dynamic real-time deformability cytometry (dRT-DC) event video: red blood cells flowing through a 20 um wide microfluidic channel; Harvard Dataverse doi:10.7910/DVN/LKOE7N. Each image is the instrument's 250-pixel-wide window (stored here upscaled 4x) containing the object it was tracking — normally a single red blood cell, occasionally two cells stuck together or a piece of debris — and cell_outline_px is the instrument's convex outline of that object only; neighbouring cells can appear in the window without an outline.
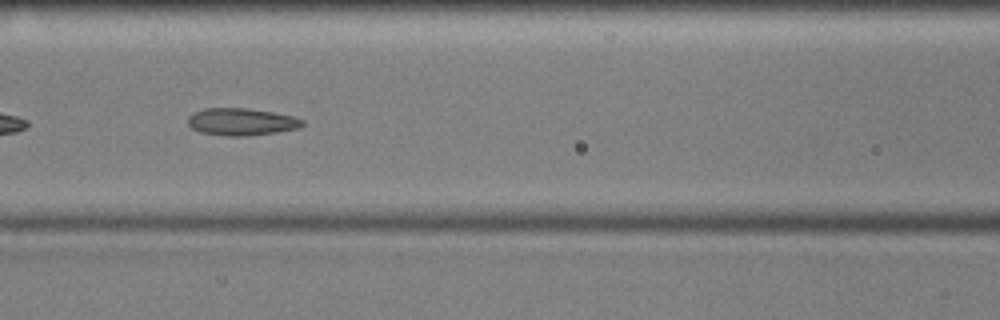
{"species": "common noctule bat (a hibernating species)", "species_latin": "Nyctalus noctula", "temperature_condition": "cold", "stored_images_in_passage": 23, "camera_frame_rate_fps": 3000, "um_per_image_px": 0.085, "animal": {"sex": "male", "body_mass_g": 17.9, "forearm_length_mm": 54.2}, "frame": {"image": 1, "passage_image": 9, "time_ms": 2.667, "image_size_px": [1000, 320], "cell_outline_px": [[304, 124], [296, 128], [276, 132], [248, 136], [224, 136], [200, 132], [192, 128], [188, 124], [188, 116], [204, 108], [248, 108], [272, 112], [292, 116], [304, 120]], "centroid_in_image_um": [20.5, 10.35], "position_along_channel_um": 146.1, "area_um2": 18.09}}
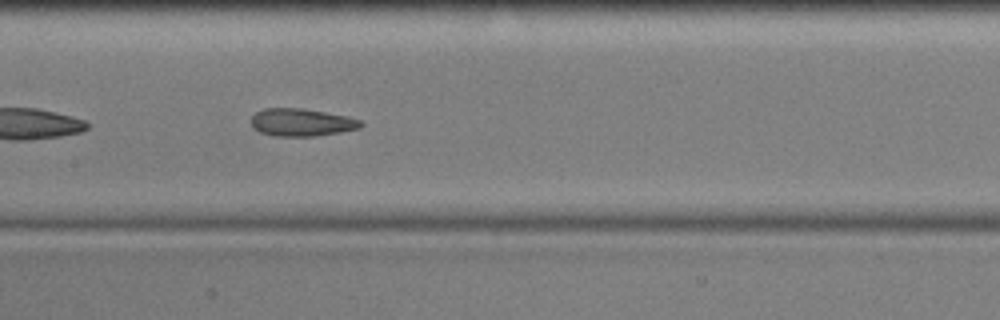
{"frame": {"image": 2, "passage_image": 12, "time_ms": 3.667, "image_size_px": [1000, 320], "cell_outline_px": [[364, 124], [360, 128], [340, 132], [312, 136], [276, 136], [260, 132], [252, 128], [252, 116], [256, 112], [264, 108], [304, 108], [348, 116], [360, 120]], "centroid_in_image_um": [25.64, 10.39], "position_along_channel_um": 181.8, "area_um2": 17.69}}